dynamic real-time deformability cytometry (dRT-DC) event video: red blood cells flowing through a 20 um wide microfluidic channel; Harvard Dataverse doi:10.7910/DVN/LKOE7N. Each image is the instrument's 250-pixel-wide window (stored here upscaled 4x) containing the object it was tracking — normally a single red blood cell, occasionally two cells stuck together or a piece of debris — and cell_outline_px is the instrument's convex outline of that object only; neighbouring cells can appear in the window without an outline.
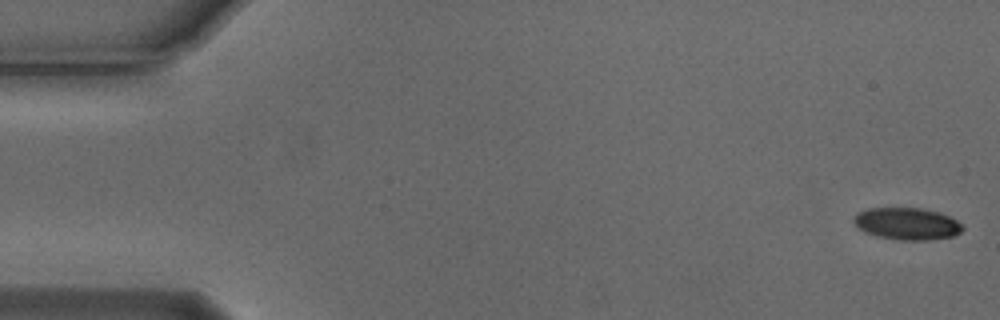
{"species": "Egyptian fruit bat (a non-hibernating species)", "species_latin": "Rousettus aegyptiacus", "temperature_condition": "cold", "stored_images_in_passage": 7, "camera_frame_rate_fps": 3000, "um_per_image_px": 0.085, "animal": {"sex": "male"}, "frame": {"image": 1, "passage_image": 1, "time_ms": 0.0, "image_size_px": [1000, 320], "cell_outline_px": [[964, 228], [960, 232], [952, 236], [928, 240], [900, 240], [876, 236], [864, 232], [852, 220], [856, 212], [868, 208], [920, 208], [940, 212], [956, 220]], "centroid_in_image_um": [77.06, 19.01], "position_along_channel_um": 7.9, "area_um2": 20.29}}
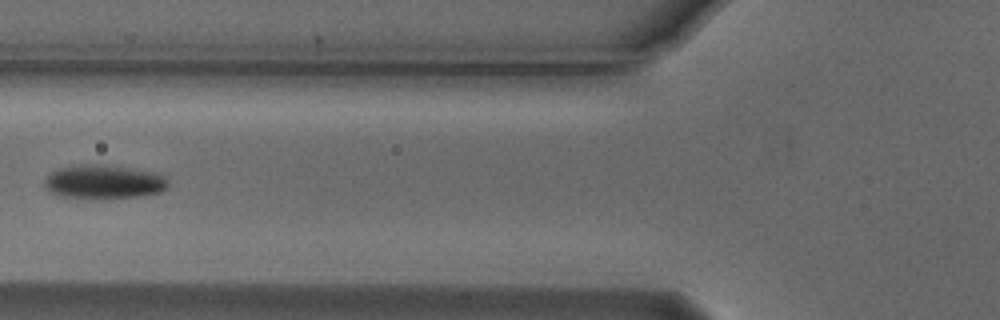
{"frame": {"image": 2, "passage_image": 6, "time_ms": 1.667, "image_size_px": [1000, 320], "cell_outline_px": [[168, 184], [160, 192], [136, 196], [64, 196], [52, 192], [44, 184], [44, 180], [52, 172], [60, 168], [84, 164], [96, 164], [156, 172], [164, 176], [168, 180]], "centroid_in_image_um": [8.85, 15.41], "position_along_channel_um": 117.0, "area_um2": 23.12}}
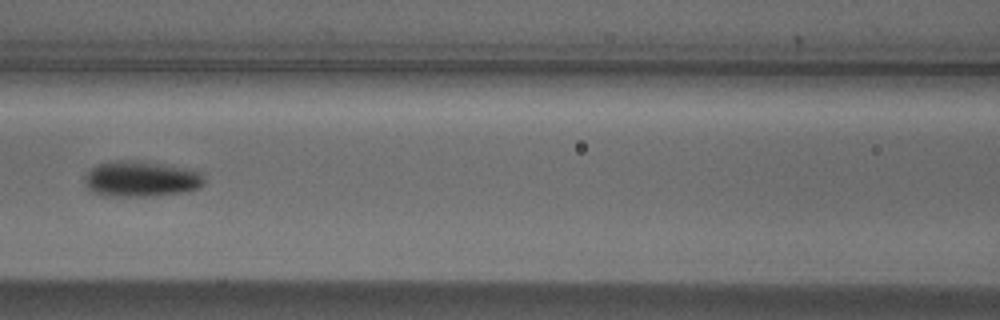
{"frame": {"image": 3, "passage_image": 7, "time_ms": 2.0, "image_size_px": [1000, 320], "cell_outline_px": [[204, 184], [200, 188], [184, 192], [152, 196], [104, 196], [92, 192], [84, 184], [84, 176], [96, 164], [112, 160], [120, 160], [160, 164], [184, 168], [200, 172], [204, 176]], "centroid_in_image_um": [11.95, 15.23], "position_along_channel_um": 154.6, "area_um2": 24.85}}